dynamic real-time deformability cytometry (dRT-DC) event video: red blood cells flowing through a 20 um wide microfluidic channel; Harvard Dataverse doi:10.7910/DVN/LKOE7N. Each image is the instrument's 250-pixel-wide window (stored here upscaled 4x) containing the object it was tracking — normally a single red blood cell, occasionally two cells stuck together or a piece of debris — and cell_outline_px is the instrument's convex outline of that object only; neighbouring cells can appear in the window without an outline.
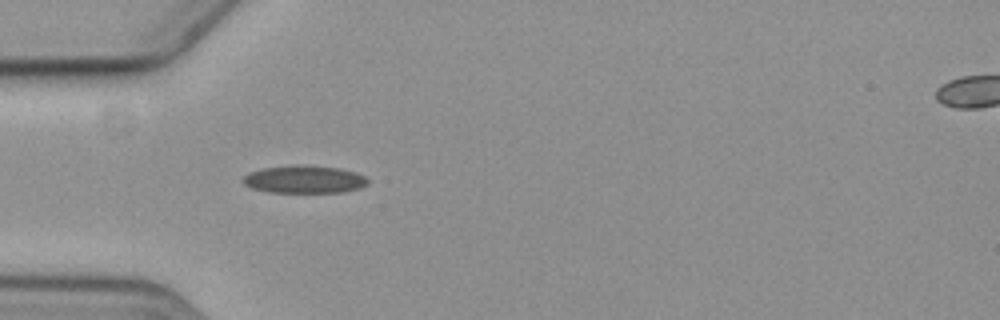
{"species": "common noctule bat (a hibernating species)", "species_latin": "Nyctalus noctula", "temperature_condition": "cold", "stored_images_in_passage": 5, "camera_frame_rate_fps": 3000, "um_per_image_px": 0.085, "animal": {"sex": "female", "body_mass_g": 19.3, "forearm_length_mm": 54.1}, "frame": {"image": 1, "passage_image": 5, "time_ms": 5.333, "image_size_px": [1000, 320], "cell_outline_px": [[368, 184], [360, 188], [344, 192], [268, 192], [252, 188], [244, 184], [240, 180], [248, 172], [264, 168], [296, 164], [340, 168], [356, 172], [364, 176], [368, 180]], "centroid_in_image_um": [25.85, 15.24], "position_along_channel_um": 59.1, "area_um2": 20.29}}